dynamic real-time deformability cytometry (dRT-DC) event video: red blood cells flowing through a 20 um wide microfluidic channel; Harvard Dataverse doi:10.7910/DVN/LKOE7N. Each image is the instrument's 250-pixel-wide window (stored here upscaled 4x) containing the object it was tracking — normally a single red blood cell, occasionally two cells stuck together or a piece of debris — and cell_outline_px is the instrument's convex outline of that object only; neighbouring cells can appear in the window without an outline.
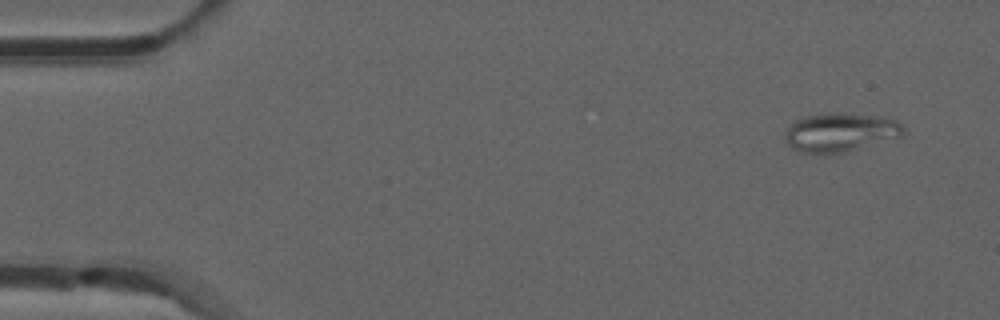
{"species": "common noctule bat (a hibernating species)", "species_latin": "Nyctalus noctula", "temperature_condition": "room temperature", "stored_images_in_passage": 46, "camera_frame_rate_fps": 3000, "um_per_image_px": 0.085, "animal": {"sex": "male", "forearm_length_mm": 52.5}, "frame": {"image": 1, "passage_image": 1, "time_ms": 0.0, "image_size_px": [1000, 320], "cell_outline_px": [[904, 132], [900, 136], [848, 152], [800, 152], [792, 148], [784, 140], [784, 136], [788, 128], [796, 120], [804, 116], [828, 112], [844, 112], [872, 116], [896, 120], [904, 124]], "centroid_in_image_um": [71.42, 11.23], "position_along_channel_um": 13.6, "area_um2": 26.59}}
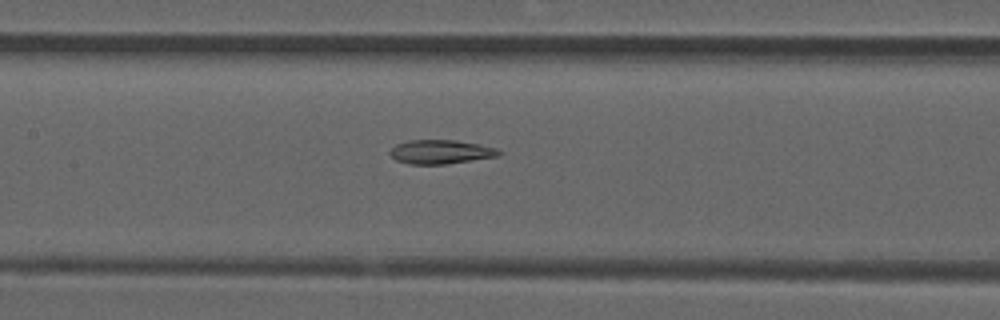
{"frame": {"image": 2, "passage_image": 22, "time_ms": 7.0, "image_size_px": [1000, 320], "cell_outline_px": [[504, 152], [500, 156], [444, 164], [408, 164], [396, 160], [388, 152], [396, 144], [408, 140], [456, 140], [480, 144], [496, 148]], "centroid_in_image_um": [37.48, 12.9], "position_along_channel_um": 169.9, "area_um2": 15.32}}
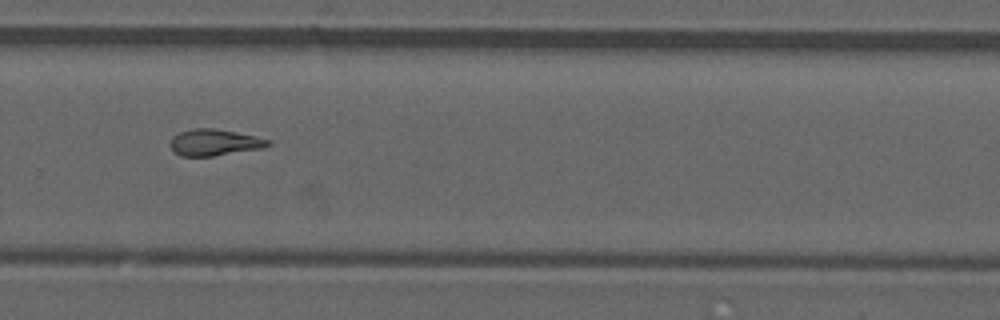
{"frame": {"image": 3, "passage_image": 33, "time_ms": 10.667, "image_size_px": [1000, 320], "cell_outline_px": [[272, 144], [264, 148], [212, 156], [180, 156], [168, 144], [172, 136], [180, 132], [192, 128], [212, 128], [236, 132], [256, 136], [272, 140]], "centroid_in_image_um": [18.24, 12.1], "position_along_channel_um": 311.6, "area_um2": 15.2}, "authors_computed_cell_mechanics": {"area_um2": 15.3748, "velocity_mm_per_s": 3.8787, "shape_relaxation_time_tau1_ms": null, "shape_relaxation_time_tau2_ms": 6.5547, "deformation_change_tau1": null, "deformation_change_tau2": 0.1482}}